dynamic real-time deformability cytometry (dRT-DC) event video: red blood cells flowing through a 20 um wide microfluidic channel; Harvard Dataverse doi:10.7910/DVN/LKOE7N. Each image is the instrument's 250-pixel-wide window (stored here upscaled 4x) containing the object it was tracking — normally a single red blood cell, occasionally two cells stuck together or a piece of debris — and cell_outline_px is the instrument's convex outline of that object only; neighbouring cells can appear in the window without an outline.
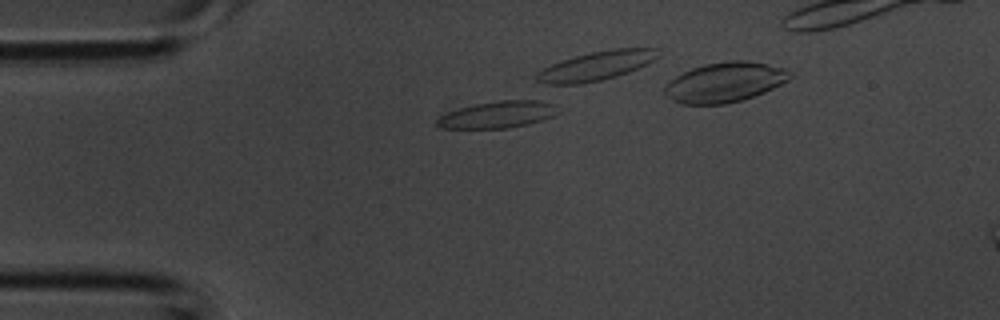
{"species": "common noctule bat (a hibernating species)", "species_latin": "Nyctalus noctula", "temperature_condition": "room temperature", "stored_images_in_passage": 3, "camera_frame_rate_fps": 3000, "um_per_image_px": 0.085, "animal": {"sex": "male", "body_mass_g": 20.1, "forearm_length_mm": 53.5}, "frame": {"image": 1, "passage_image": 2, "time_ms": 0.333, "image_size_px": [1000, 320], "cell_outline_px": [[556, 112], [552, 116], [544, 120], [528, 124], [508, 128], [440, 128], [436, 124], [436, 120], [440, 116], [448, 112], [460, 108], [476, 104], [500, 100], [536, 100], [552, 104]], "centroid_in_image_um": [42.26, 9.75], "position_along_channel_um": 42.7, "area_um2": 18.55}}